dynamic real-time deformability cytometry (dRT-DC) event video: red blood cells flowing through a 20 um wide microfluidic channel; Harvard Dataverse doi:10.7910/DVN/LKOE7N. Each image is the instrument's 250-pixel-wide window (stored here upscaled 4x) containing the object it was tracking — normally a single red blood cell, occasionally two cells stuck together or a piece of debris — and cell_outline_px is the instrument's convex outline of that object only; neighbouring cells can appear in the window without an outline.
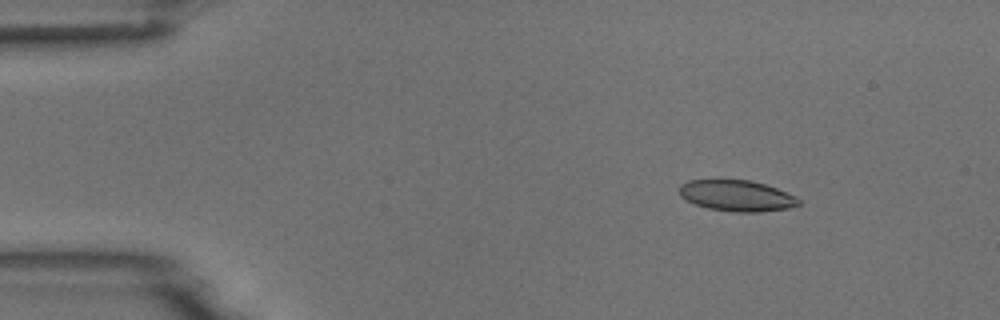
{"species": "common noctule bat (a hibernating species)", "species_latin": "Nyctalus noctula", "temperature_condition": "room temperature", "stored_images_in_passage": 5, "camera_frame_rate_fps": 3000, "um_per_image_px": 0.085, "animal": {"sex": "male", "body_mass_g": 18.8}, "frame": {"image": 1, "passage_image": 2, "time_ms": 1.333, "image_size_px": [1000, 320], "cell_outline_px": [[800, 204], [788, 208], [760, 212], [736, 212], [708, 208], [696, 204], [680, 196], [680, 184], [688, 180], [752, 180], [776, 188], [796, 196], [800, 200]], "centroid_in_image_um": [62.64, 16.63], "position_along_channel_um": 22.4, "area_um2": 21.44}}
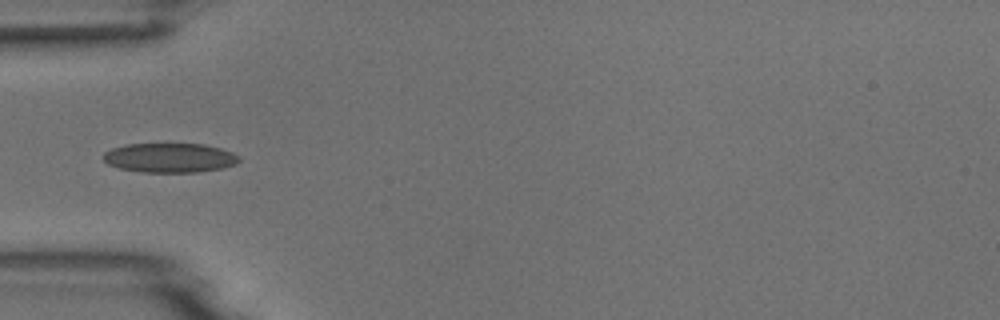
{"frame": {"image": 2, "passage_image": 5, "time_ms": 4.667, "image_size_px": [1000, 320], "cell_outline_px": [[240, 160], [236, 164], [220, 168], [196, 172], [144, 172], [120, 168], [108, 164], [104, 160], [104, 152], [112, 148], [128, 144], [204, 144], [220, 148], [232, 152], [240, 156]], "centroid_in_image_um": [14.44, 13.41], "position_along_channel_um": 70.6, "area_um2": 23.12}}